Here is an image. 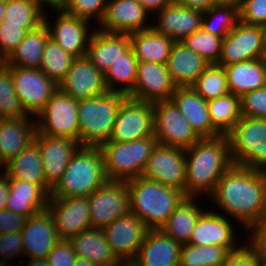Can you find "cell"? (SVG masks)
Instances as JSON below:
<instances>
[{
  "label": "cell",
  "mask_w": 266,
  "mask_h": 266,
  "mask_svg": "<svg viewBox=\"0 0 266 266\" xmlns=\"http://www.w3.org/2000/svg\"><path fill=\"white\" fill-rule=\"evenodd\" d=\"M49 38L50 33L45 23L29 31L6 59V66L39 69L43 50Z\"/></svg>",
  "instance_id": "cell-35"
},
{
  "label": "cell",
  "mask_w": 266,
  "mask_h": 266,
  "mask_svg": "<svg viewBox=\"0 0 266 266\" xmlns=\"http://www.w3.org/2000/svg\"><path fill=\"white\" fill-rule=\"evenodd\" d=\"M204 209L197 219V223L192 230L188 244L192 245H217L229 249L231 252L238 250L241 246L237 245L235 227L232 219ZM239 246V247H237Z\"/></svg>",
  "instance_id": "cell-21"
},
{
  "label": "cell",
  "mask_w": 266,
  "mask_h": 266,
  "mask_svg": "<svg viewBox=\"0 0 266 266\" xmlns=\"http://www.w3.org/2000/svg\"><path fill=\"white\" fill-rule=\"evenodd\" d=\"M229 92L243 94L266 86V58L230 64L224 67Z\"/></svg>",
  "instance_id": "cell-32"
},
{
  "label": "cell",
  "mask_w": 266,
  "mask_h": 266,
  "mask_svg": "<svg viewBox=\"0 0 266 266\" xmlns=\"http://www.w3.org/2000/svg\"><path fill=\"white\" fill-rule=\"evenodd\" d=\"M6 66V58L0 53V70Z\"/></svg>",
  "instance_id": "cell-64"
},
{
  "label": "cell",
  "mask_w": 266,
  "mask_h": 266,
  "mask_svg": "<svg viewBox=\"0 0 266 266\" xmlns=\"http://www.w3.org/2000/svg\"><path fill=\"white\" fill-rule=\"evenodd\" d=\"M176 87L171 79L167 64L138 62L135 85L127 96L136 100L155 103L171 100Z\"/></svg>",
  "instance_id": "cell-17"
},
{
  "label": "cell",
  "mask_w": 266,
  "mask_h": 266,
  "mask_svg": "<svg viewBox=\"0 0 266 266\" xmlns=\"http://www.w3.org/2000/svg\"><path fill=\"white\" fill-rule=\"evenodd\" d=\"M181 247L161 229H150L135 260L139 266H176L180 263Z\"/></svg>",
  "instance_id": "cell-27"
},
{
  "label": "cell",
  "mask_w": 266,
  "mask_h": 266,
  "mask_svg": "<svg viewBox=\"0 0 266 266\" xmlns=\"http://www.w3.org/2000/svg\"><path fill=\"white\" fill-rule=\"evenodd\" d=\"M76 58L65 52L58 43L51 38L45 44L40 70L59 84L66 76Z\"/></svg>",
  "instance_id": "cell-42"
},
{
  "label": "cell",
  "mask_w": 266,
  "mask_h": 266,
  "mask_svg": "<svg viewBox=\"0 0 266 266\" xmlns=\"http://www.w3.org/2000/svg\"><path fill=\"white\" fill-rule=\"evenodd\" d=\"M210 65L201 55L175 41L168 58L167 68L177 87L191 86Z\"/></svg>",
  "instance_id": "cell-29"
},
{
  "label": "cell",
  "mask_w": 266,
  "mask_h": 266,
  "mask_svg": "<svg viewBox=\"0 0 266 266\" xmlns=\"http://www.w3.org/2000/svg\"><path fill=\"white\" fill-rule=\"evenodd\" d=\"M35 118L37 132L79 141L78 100L59 89Z\"/></svg>",
  "instance_id": "cell-8"
},
{
  "label": "cell",
  "mask_w": 266,
  "mask_h": 266,
  "mask_svg": "<svg viewBox=\"0 0 266 266\" xmlns=\"http://www.w3.org/2000/svg\"><path fill=\"white\" fill-rule=\"evenodd\" d=\"M142 176L176 188L185 194V150L157 144L147 161Z\"/></svg>",
  "instance_id": "cell-14"
},
{
  "label": "cell",
  "mask_w": 266,
  "mask_h": 266,
  "mask_svg": "<svg viewBox=\"0 0 266 266\" xmlns=\"http://www.w3.org/2000/svg\"><path fill=\"white\" fill-rule=\"evenodd\" d=\"M239 21L238 6L217 3L203 12L202 27L210 34L224 38Z\"/></svg>",
  "instance_id": "cell-41"
},
{
  "label": "cell",
  "mask_w": 266,
  "mask_h": 266,
  "mask_svg": "<svg viewBox=\"0 0 266 266\" xmlns=\"http://www.w3.org/2000/svg\"><path fill=\"white\" fill-rule=\"evenodd\" d=\"M227 136L233 164L266 171V119L242 116Z\"/></svg>",
  "instance_id": "cell-7"
},
{
  "label": "cell",
  "mask_w": 266,
  "mask_h": 266,
  "mask_svg": "<svg viewBox=\"0 0 266 266\" xmlns=\"http://www.w3.org/2000/svg\"><path fill=\"white\" fill-rule=\"evenodd\" d=\"M157 23L151 28L175 41H181L202 27L203 12L182 6L176 2L155 13Z\"/></svg>",
  "instance_id": "cell-24"
},
{
  "label": "cell",
  "mask_w": 266,
  "mask_h": 266,
  "mask_svg": "<svg viewBox=\"0 0 266 266\" xmlns=\"http://www.w3.org/2000/svg\"><path fill=\"white\" fill-rule=\"evenodd\" d=\"M191 87L207 101L228 93L227 75L224 67L210 64Z\"/></svg>",
  "instance_id": "cell-43"
},
{
  "label": "cell",
  "mask_w": 266,
  "mask_h": 266,
  "mask_svg": "<svg viewBox=\"0 0 266 266\" xmlns=\"http://www.w3.org/2000/svg\"><path fill=\"white\" fill-rule=\"evenodd\" d=\"M36 1H38L41 5L45 7L47 6L51 8L57 7L60 2V0H36Z\"/></svg>",
  "instance_id": "cell-61"
},
{
  "label": "cell",
  "mask_w": 266,
  "mask_h": 266,
  "mask_svg": "<svg viewBox=\"0 0 266 266\" xmlns=\"http://www.w3.org/2000/svg\"><path fill=\"white\" fill-rule=\"evenodd\" d=\"M72 266H99V265L90 262L86 258L76 257L75 262Z\"/></svg>",
  "instance_id": "cell-60"
},
{
  "label": "cell",
  "mask_w": 266,
  "mask_h": 266,
  "mask_svg": "<svg viewBox=\"0 0 266 266\" xmlns=\"http://www.w3.org/2000/svg\"><path fill=\"white\" fill-rule=\"evenodd\" d=\"M175 2L201 12H206L217 4L216 0H175Z\"/></svg>",
  "instance_id": "cell-55"
},
{
  "label": "cell",
  "mask_w": 266,
  "mask_h": 266,
  "mask_svg": "<svg viewBox=\"0 0 266 266\" xmlns=\"http://www.w3.org/2000/svg\"><path fill=\"white\" fill-rule=\"evenodd\" d=\"M107 3L108 0H60L57 7L88 21L96 19L98 24H100L104 18Z\"/></svg>",
  "instance_id": "cell-46"
},
{
  "label": "cell",
  "mask_w": 266,
  "mask_h": 266,
  "mask_svg": "<svg viewBox=\"0 0 266 266\" xmlns=\"http://www.w3.org/2000/svg\"><path fill=\"white\" fill-rule=\"evenodd\" d=\"M130 213L146 227L161 229L175 208L186 198L183 191L143 176L127 180Z\"/></svg>",
  "instance_id": "cell-3"
},
{
  "label": "cell",
  "mask_w": 266,
  "mask_h": 266,
  "mask_svg": "<svg viewBox=\"0 0 266 266\" xmlns=\"http://www.w3.org/2000/svg\"><path fill=\"white\" fill-rule=\"evenodd\" d=\"M58 89L75 100L96 97L108 91L104 74L86 57L76 58Z\"/></svg>",
  "instance_id": "cell-19"
},
{
  "label": "cell",
  "mask_w": 266,
  "mask_h": 266,
  "mask_svg": "<svg viewBox=\"0 0 266 266\" xmlns=\"http://www.w3.org/2000/svg\"><path fill=\"white\" fill-rule=\"evenodd\" d=\"M5 8H6V0H0V25L4 21Z\"/></svg>",
  "instance_id": "cell-62"
},
{
  "label": "cell",
  "mask_w": 266,
  "mask_h": 266,
  "mask_svg": "<svg viewBox=\"0 0 266 266\" xmlns=\"http://www.w3.org/2000/svg\"><path fill=\"white\" fill-rule=\"evenodd\" d=\"M31 30L34 29H24L21 25H8L3 21L0 25V53L7 59Z\"/></svg>",
  "instance_id": "cell-49"
},
{
  "label": "cell",
  "mask_w": 266,
  "mask_h": 266,
  "mask_svg": "<svg viewBox=\"0 0 266 266\" xmlns=\"http://www.w3.org/2000/svg\"><path fill=\"white\" fill-rule=\"evenodd\" d=\"M198 198L186 197L169 216L161 230L180 244L189 242L192 230L197 219L204 211L197 200ZM200 206V207H199Z\"/></svg>",
  "instance_id": "cell-36"
},
{
  "label": "cell",
  "mask_w": 266,
  "mask_h": 266,
  "mask_svg": "<svg viewBox=\"0 0 266 266\" xmlns=\"http://www.w3.org/2000/svg\"><path fill=\"white\" fill-rule=\"evenodd\" d=\"M23 235V256L46 259L60 240L52 214L47 210L28 217Z\"/></svg>",
  "instance_id": "cell-23"
},
{
  "label": "cell",
  "mask_w": 266,
  "mask_h": 266,
  "mask_svg": "<svg viewBox=\"0 0 266 266\" xmlns=\"http://www.w3.org/2000/svg\"><path fill=\"white\" fill-rule=\"evenodd\" d=\"M266 58V28L238 21L223 38L220 66Z\"/></svg>",
  "instance_id": "cell-9"
},
{
  "label": "cell",
  "mask_w": 266,
  "mask_h": 266,
  "mask_svg": "<svg viewBox=\"0 0 266 266\" xmlns=\"http://www.w3.org/2000/svg\"><path fill=\"white\" fill-rule=\"evenodd\" d=\"M238 12L239 21L266 28V0H242Z\"/></svg>",
  "instance_id": "cell-48"
},
{
  "label": "cell",
  "mask_w": 266,
  "mask_h": 266,
  "mask_svg": "<svg viewBox=\"0 0 266 266\" xmlns=\"http://www.w3.org/2000/svg\"><path fill=\"white\" fill-rule=\"evenodd\" d=\"M7 262L8 261H5V260L0 259V266H9V265H11V264H8Z\"/></svg>",
  "instance_id": "cell-65"
},
{
  "label": "cell",
  "mask_w": 266,
  "mask_h": 266,
  "mask_svg": "<svg viewBox=\"0 0 266 266\" xmlns=\"http://www.w3.org/2000/svg\"><path fill=\"white\" fill-rule=\"evenodd\" d=\"M241 115L266 119V86L240 97Z\"/></svg>",
  "instance_id": "cell-47"
},
{
  "label": "cell",
  "mask_w": 266,
  "mask_h": 266,
  "mask_svg": "<svg viewBox=\"0 0 266 266\" xmlns=\"http://www.w3.org/2000/svg\"><path fill=\"white\" fill-rule=\"evenodd\" d=\"M261 266H266V258L262 257Z\"/></svg>",
  "instance_id": "cell-66"
},
{
  "label": "cell",
  "mask_w": 266,
  "mask_h": 266,
  "mask_svg": "<svg viewBox=\"0 0 266 266\" xmlns=\"http://www.w3.org/2000/svg\"><path fill=\"white\" fill-rule=\"evenodd\" d=\"M154 135L131 142H104L102 151L108 180L127 181L142 176L153 149Z\"/></svg>",
  "instance_id": "cell-6"
},
{
  "label": "cell",
  "mask_w": 266,
  "mask_h": 266,
  "mask_svg": "<svg viewBox=\"0 0 266 266\" xmlns=\"http://www.w3.org/2000/svg\"><path fill=\"white\" fill-rule=\"evenodd\" d=\"M171 100L200 138L220 136L213 128L207 100L201 97L191 86L176 87Z\"/></svg>",
  "instance_id": "cell-25"
},
{
  "label": "cell",
  "mask_w": 266,
  "mask_h": 266,
  "mask_svg": "<svg viewBox=\"0 0 266 266\" xmlns=\"http://www.w3.org/2000/svg\"><path fill=\"white\" fill-rule=\"evenodd\" d=\"M148 230L146 225L130 212L102 229L118 260L135 259Z\"/></svg>",
  "instance_id": "cell-18"
},
{
  "label": "cell",
  "mask_w": 266,
  "mask_h": 266,
  "mask_svg": "<svg viewBox=\"0 0 266 266\" xmlns=\"http://www.w3.org/2000/svg\"><path fill=\"white\" fill-rule=\"evenodd\" d=\"M91 228L103 229L130 212L126 181L108 180L89 195Z\"/></svg>",
  "instance_id": "cell-12"
},
{
  "label": "cell",
  "mask_w": 266,
  "mask_h": 266,
  "mask_svg": "<svg viewBox=\"0 0 266 266\" xmlns=\"http://www.w3.org/2000/svg\"><path fill=\"white\" fill-rule=\"evenodd\" d=\"M3 167V171L9 179H19L37 184L50 195L51 187L45 181L41 150L36 141L23 149Z\"/></svg>",
  "instance_id": "cell-31"
},
{
  "label": "cell",
  "mask_w": 266,
  "mask_h": 266,
  "mask_svg": "<svg viewBox=\"0 0 266 266\" xmlns=\"http://www.w3.org/2000/svg\"><path fill=\"white\" fill-rule=\"evenodd\" d=\"M50 195L39 185L10 179L6 209L26 217L47 210Z\"/></svg>",
  "instance_id": "cell-30"
},
{
  "label": "cell",
  "mask_w": 266,
  "mask_h": 266,
  "mask_svg": "<svg viewBox=\"0 0 266 266\" xmlns=\"http://www.w3.org/2000/svg\"><path fill=\"white\" fill-rule=\"evenodd\" d=\"M27 115L15 92L12 73L5 66L0 70V118H22Z\"/></svg>",
  "instance_id": "cell-45"
},
{
  "label": "cell",
  "mask_w": 266,
  "mask_h": 266,
  "mask_svg": "<svg viewBox=\"0 0 266 266\" xmlns=\"http://www.w3.org/2000/svg\"><path fill=\"white\" fill-rule=\"evenodd\" d=\"M107 181L101 149L98 146H80L60 179L51 188L50 196H89Z\"/></svg>",
  "instance_id": "cell-4"
},
{
  "label": "cell",
  "mask_w": 266,
  "mask_h": 266,
  "mask_svg": "<svg viewBox=\"0 0 266 266\" xmlns=\"http://www.w3.org/2000/svg\"><path fill=\"white\" fill-rule=\"evenodd\" d=\"M242 0H216L217 3L240 5Z\"/></svg>",
  "instance_id": "cell-63"
},
{
  "label": "cell",
  "mask_w": 266,
  "mask_h": 266,
  "mask_svg": "<svg viewBox=\"0 0 266 266\" xmlns=\"http://www.w3.org/2000/svg\"><path fill=\"white\" fill-rule=\"evenodd\" d=\"M185 196L198 198L212 195L218 181L233 165L228 136L200 138L185 150ZM201 194V195H200Z\"/></svg>",
  "instance_id": "cell-2"
},
{
  "label": "cell",
  "mask_w": 266,
  "mask_h": 266,
  "mask_svg": "<svg viewBox=\"0 0 266 266\" xmlns=\"http://www.w3.org/2000/svg\"><path fill=\"white\" fill-rule=\"evenodd\" d=\"M209 198L248 231L266 210V171L233 164Z\"/></svg>",
  "instance_id": "cell-1"
},
{
  "label": "cell",
  "mask_w": 266,
  "mask_h": 266,
  "mask_svg": "<svg viewBox=\"0 0 266 266\" xmlns=\"http://www.w3.org/2000/svg\"><path fill=\"white\" fill-rule=\"evenodd\" d=\"M31 115L0 118V165L3 166L35 141L36 122Z\"/></svg>",
  "instance_id": "cell-26"
},
{
  "label": "cell",
  "mask_w": 266,
  "mask_h": 266,
  "mask_svg": "<svg viewBox=\"0 0 266 266\" xmlns=\"http://www.w3.org/2000/svg\"><path fill=\"white\" fill-rule=\"evenodd\" d=\"M24 266H49L46 259H28V263Z\"/></svg>",
  "instance_id": "cell-59"
},
{
  "label": "cell",
  "mask_w": 266,
  "mask_h": 266,
  "mask_svg": "<svg viewBox=\"0 0 266 266\" xmlns=\"http://www.w3.org/2000/svg\"><path fill=\"white\" fill-rule=\"evenodd\" d=\"M154 135L153 103L126 97L106 142H131Z\"/></svg>",
  "instance_id": "cell-11"
},
{
  "label": "cell",
  "mask_w": 266,
  "mask_h": 266,
  "mask_svg": "<svg viewBox=\"0 0 266 266\" xmlns=\"http://www.w3.org/2000/svg\"><path fill=\"white\" fill-rule=\"evenodd\" d=\"M111 266H139V265L135 259H124V260H117Z\"/></svg>",
  "instance_id": "cell-58"
},
{
  "label": "cell",
  "mask_w": 266,
  "mask_h": 266,
  "mask_svg": "<svg viewBox=\"0 0 266 266\" xmlns=\"http://www.w3.org/2000/svg\"><path fill=\"white\" fill-rule=\"evenodd\" d=\"M47 209L53 216L60 239L70 240L91 228L89 196L60 198L50 196Z\"/></svg>",
  "instance_id": "cell-16"
},
{
  "label": "cell",
  "mask_w": 266,
  "mask_h": 266,
  "mask_svg": "<svg viewBox=\"0 0 266 266\" xmlns=\"http://www.w3.org/2000/svg\"><path fill=\"white\" fill-rule=\"evenodd\" d=\"M130 47L138 62L167 64L175 40L152 28L129 34Z\"/></svg>",
  "instance_id": "cell-33"
},
{
  "label": "cell",
  "mask_w": 266,
  "mask_h": 266,
  "mask_svg": "<svg viewBox=\"0 0 266 266\" xmlns=\"http://www.w3.org/2000/svg\"><path fill=\"white\" fill-rule=\"evenodd\" d=\"M145 10L150 14L157 13L162 10L165 6L172 4L175 0H137Z\"/></svg>",
  "instance_id": "cell-56"
},
{
  "label": "cell",
  "mask_w": 266,
  "mask_h": 266,
  "mask_svg": "<svg viewBox=\"0 0 266 266\" xmlns=\"http://www.w3.org/2000/svg\"><path fill=\"white\" fill-rule=\"evenodd\" d=\"M137 67L138 60L130 47L121 57L110 65L109 69L104 74L108 91L121 92L128 95L135 85Z\"/></svg>",
  "instance_id": "cell-38"
},
{
  "label": "cell",
  "mask_w": 266,
  "mask_h": 266,
  "mask_svg": "<svg viewBox=\"0 0 266 266\" xmlns=\"http://www.w3.org/2000/svg\"><path fill=\"white\" fill-rule=\"evenodd\" d=\"M231 251L217 245L182 244L180 263L183 266H223Z\"/></svg>",
  "instance_id": "cell-40"
},
{
  "label": "cell",
  "mask_w": 266,
  "mask_h": 266,
  "mask_svg": "<svg viewBox=\"0 0 266 266\" xmlns=\"http://www.w3.org/2000/svg\"><path fill=\"white\" fill-rule=\"evenodd\" d=\"M181 42L187 47L201 55L210 64H218L223 38L210 34L203 27L184 37Z\"/></svg>",
  "instance_id": "cell-44"
},
{
  "label": "cell",
  "mask_w": 266,
  "mask_h": 266,
  "mask_svg": "<svg viewBox=\"0 0 266 266\" xmlns=\"http://www.w3.org/2000/svg\"><path fill=\"white\" fill-rule=\"evenodd\" d=\"M12 73L15 92L24 111L34 118L58 89L40 69L6 66Z\"/></svg>",
  "instance_id": "cell-13"
},
{
  "label": "cell",
  "mask_w": 266,
  "mask_h": 266,
  "mask_svg": "<svg viewBox=\"0 0 266 266\" xmlns=\"http://www.w3.org/2000/svg\"><path fill=\"white\" fill-rule=\"evenodd\" d=\"M130 48L129 34L110 33L93 29L86 57L103 74L110 65Z\"/></svg>",
  "instance_id": "cell-28"
},
{
  "label": "cell",
  "mask_w": 266,
  "mask_h": 266,
  "mask_svg": "<svg viewBox=\"0 0 266 266\" xmlns=\"http://www.w3.org/2000/svg\"><path fill=\"white\" fill-rule=\"evenodd\" d=\"M76 257L70 240L60 239L48 254L46 260L49 266H72Z\"/></svg>",
  "instance_id": "cell-51"
},
{
  "label": "cell",
  "mask_w": 266,
  "mask_h": 266,
  "mask_svg": "<svg viewBox=\"0 0 266 266\" xmlns=\"http://www.w3.org/2000/svg\"><path fill=\"white\" fill-rule=\"evenodd\" d=\"M70 242L77 257L99 266H111L118 259L112 252L102 229L90 228L72 237Z\"/></svg>",
  "instance_id": "cell-34"
},
{
  "label": "cell",
  "mask_w": 266,
  "mask_h": 266,
  "mask_svg": "<svg viewBox=\"0 0 266 266\" xmlns=\"http://www.w3.org/2000/svg\"><path fill=\"white\" fill-rule=\"evenodd\" d=\"M148 15L151 14L137 0H108L104 18L98 28L104 32L120 34L145 31L151 29L152 24H148L151 22L147 19Z\"/></svg>",
  "instance_id": "cell-20"
},
{
  "label": "cell",
  "mask_w": 266,
  "mask_h": 266,
  "mask_svg": "<svg viewBox=\"0 0 266 266\" xmlns=\"http://www.w3.org/2000/svg\"><path fill=\"white\" fill-rule=\"evenodd\" d=\"M248 232L252 233V237L247 243L256 249L263 258H266V210Z\"/></svg>",
  "instance_id": "cell-54"
},
{
  "label": "cell",
  "mask_w": 266,
  "mask_h": 266,
  "mask_svg": "<svg viewBox=\"0 0 266 266\" xmlns=\"http://www.w3.org/2000/svg\"><path fill=\"white\" fill-rule=\"evenodd\" d=\"M57 10L58 16L50 23L46 12L44 13V23L48 27L50 38L58 43L60 47L75 58L86 56L88 44L93 34L89 32L90 21L71 15L59 7H53ZM90 34V35H89Z\"/></svg>",
  "instance_id": "cell-15"
},
{
  "label": "cell",
  "mask_w": 266,
  "mask_h": 266,
  "mask_svg": "<svg viewBox=\"0 0 266 266\" xmlns=\"http://www.w3.org/2000/svg\"><path fill=\"white\" fill-rule=\"evenodd\" d=\"M127 95L107 91L102 95L78 101L79 143L100 146L109 140L119 107Z\"/></svg>",
  "instance_id": "cell-5"
},
{
  "label": "cell",
  "mask_w": 266,
  "mask_h": 266,
  "mask_svg": "<svg viewBox=\"0 0 266 266\" xmlns=\"http://www.w3.org/2000/svg\"><path fill=\"white\" fill-rule=\"evenodd\" d=\"M28 217L8 209L0 210V234L22 231Z\"/></svg>",
  "instance_id": "cell-53"
},
{
  "label": "cell",
  "mask_w": 266,
  "mask_h": 266,
  "mask_svg": "<svg viewBox=\"0 0 266 266\" xmlns=\"http://www.w3.org/2000/svg\"><path fill=\"white\" fill-rule=\"evenodd\" d=\"M23 256V235L21 231L0 234V259L10 262Z\"/></svg>",
  "instance_id": "cell-52"
},
{
  "label": "cell",
  "mask_w": 266,
  "mask_h": 266,
  "mask_svg": "<svg viewBox=\"0 0 266 266\" xmlns=\"http://www.w3.org/2000/svg\"><path fill=\"white\" fill-rule=\"evenodd\" d=\"M153 111L158 144L186 150L200 139L172 100L153 103Z\"/></svg>",
  "instance_id": "cell-10"
},
{
  "label": "cell",
  "mask_w": 266,
  "mask_h": 266,
  "mask_svg": "<svg viewBox=\"0 0 266 266\" xmlns=\"http://www.w3.org/2000/svg\"><path fill=\"white\" fill-rule=\"evenodd\" d=\"M0 175V210L6 209L7 199L10 193V179L2 171Z\"/></svg>",
  "instance_id": "cell-57"
},
{
  "label": "cell",
  "mask_w": 266,
  "mask_h": 266,
  "mask_svg": "<svg viewBox=\"0 0 266 266\" xmlns=\"http://www.w3.org/2000/svg\"><path fill=\"white\" fill-rule=\"evenodd\" d=\"M262 255L249 243L231 252L223 266H261Z\"/></svg>",
  "instance_id": "cell-50"
},
{
  "label": "cell",
  "mask_w": 266,
  "mask_h": 266,
  "mask_svg": "<svg viewBox=\"0 0 266 266\" xmlns=\"http://www.w3.org/2000/svg\"><path fill=\"white\" fill-rule=\"evenodd\" d=\"M213 128L227 136L242 117L240 97L228 92L220 97L207 101Z\"/></svg>",
  "instance_id": "cell-37"
},
{
  "label": "cell",
  "mask_w": 266,
  "mask_h": 266,
  "mask_svg": "<svg viewBox=\"0 0 266 266\" xmlns=\"http://www.w3.org/2000/svg\"><path fill=\"white\" fill-rule=\"evenodd\" d=\"M35 141L41 150L45 181L52 188L81 145L71 138L48 136L37 131Z\"/></svg>",
  "instance_id": "cell-22"
},
{
  "label": "cell",
  "mask_w": 266,
  "mask_h": 266,
  "mask_svg": "<svg viewBox=\"0 0 266 266\" xmlns=\"http://www.w3.org/2000/svg\"><path fill=\"white\" fill-rule=\"evenodd\" d=\"M36 0H6L4 22L36 29L44 23L45 7Z\"/></svg>",
  "instance_id": "cell-39"
}]
</instances>
